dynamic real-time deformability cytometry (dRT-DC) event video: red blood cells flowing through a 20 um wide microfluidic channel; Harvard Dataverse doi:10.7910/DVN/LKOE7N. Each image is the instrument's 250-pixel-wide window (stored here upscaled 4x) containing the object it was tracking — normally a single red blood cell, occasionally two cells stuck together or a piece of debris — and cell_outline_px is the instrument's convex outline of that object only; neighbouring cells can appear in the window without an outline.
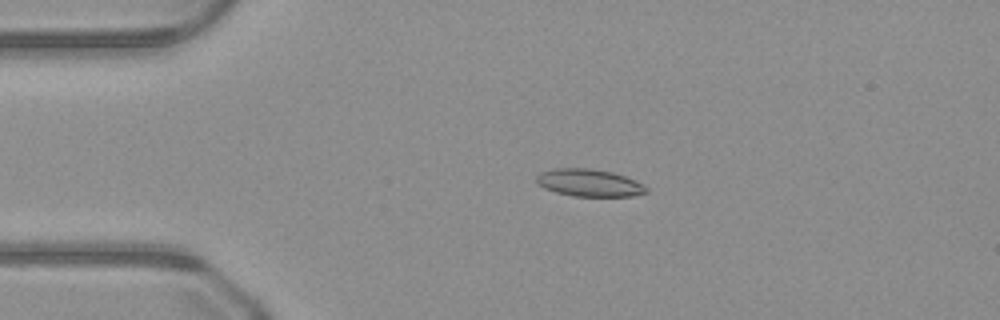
{"species": "common noctule bat (a hibernating species)", "species_latin": "Nyctalus noctula", "temperature_condition": "warm", "stored_images_in_passage": 40, "camera_frame_rate_fps": 3000, "um_per_image_px": 0.085, "animal": {"sex": "male", "body_mass_g": 23.1, "forearm_length_mm": 52.7}, "frame": {"image": 1, "passage_image": 1, "time_ms": 0.0, "image_size_px": [1000, 320], "cell_outline_px": [[648, 192], [632, 196], [572, 196], [556, 192], [544, 188], [536, 184], [536, 176], [540, 172], [552, 168], [592, 168], [612, 172], [636, 180], [644, 184], [648, 188]], "centroid_in_image_um": [50.07, 15.53], "position_along_channel_um": 34.9, "area_um2": 17.74}}
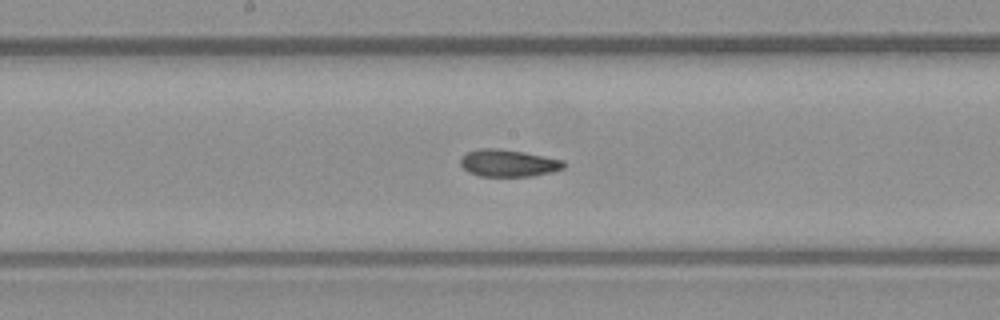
{"frame": {"image": 2, "passage_image": 16, "time_ms": 5.0, "image_size_px": [1000, 320], "cell_outline_px": [[564, 168], [552, 172], [532, 176], [480, 176], [468, 172], [460, 164], [460, 156], [468, 152], [480, 148], [500, 148], [524, 152], [564, 160]], "centroid_in_image_um": [43.19, 13.86], "position_along_channel_um": 205.0, "area_um2": 16.42}}
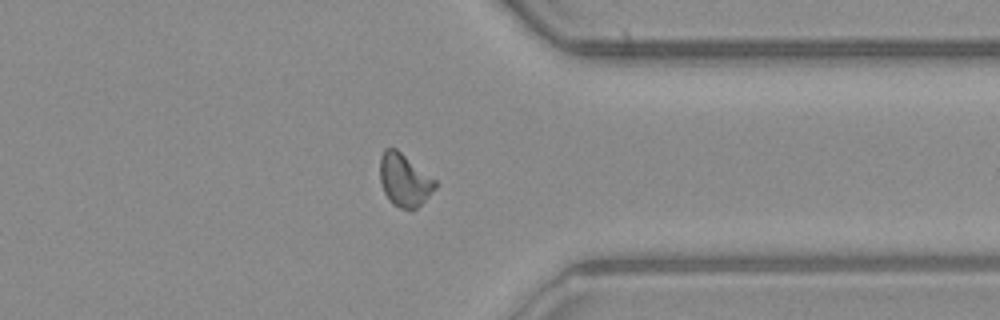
{"frame": {"image": 3, "passage_image": 29, "time_ms": 9.333, "image_size_px": [1000, 320], "cell_outline_px": [[436, 188], [416, 208], [400, 208], [392, 204], [384, 192], [380, 180], [380, 156], [384, 148], [396, 148], [436, 180]], "centroid_in_image_um": [34.35, 15.28], "position_along_channel_um": 377.1, "area_um2": 16.76}}